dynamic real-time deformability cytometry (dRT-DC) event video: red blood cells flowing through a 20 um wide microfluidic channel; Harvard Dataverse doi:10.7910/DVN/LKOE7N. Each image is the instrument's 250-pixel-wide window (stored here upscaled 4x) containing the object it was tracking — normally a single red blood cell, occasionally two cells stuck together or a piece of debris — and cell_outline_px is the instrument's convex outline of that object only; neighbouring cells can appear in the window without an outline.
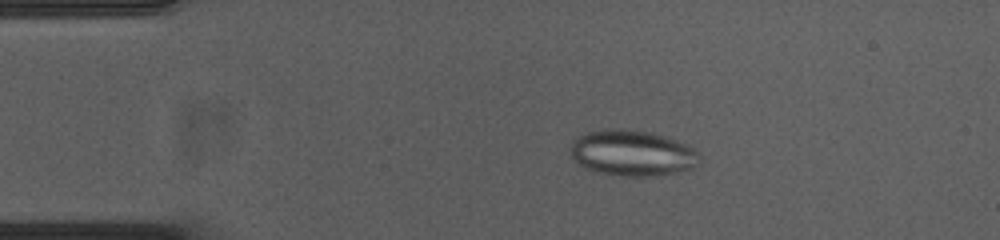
{"species": "common noctule bat (a hibernating species)", "species_latin": "Nyctalus noctula", "temperature_condition": "cold", "stored_images_in_passage": 45, "camera_frame_rate_fps": 3000, "um_per_image_px": 0.085, "animal": {"sex": "female", "body_mass_g": 23.0, "forearm_length_mm": 53.4}, "frame": {"image": 1, "passage_image": 1, "time_ms": 0.0, "image_size_px": [1000, 240], "cell_outline_px": [[696, 152], [692, 168], [652, 176], [620, 176], [600, 172], [588, 168], [580, 164], [572, 156], [572, 144], [576, 136], [584, 132], [648, 132], [664, 136], [688, 144]], "centroid_in_image_um": [53.71, 13.04], "position_along_channel_um": 31.3, "area_um2": 32.6}}
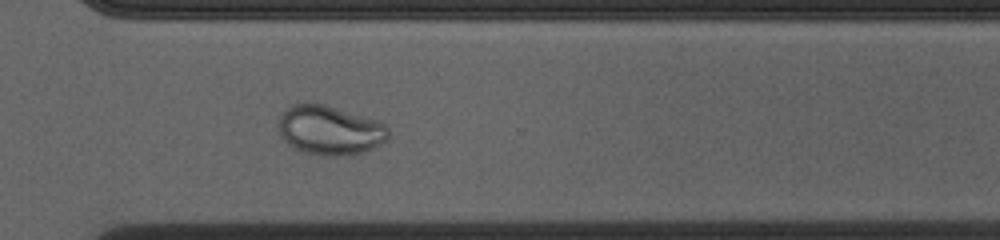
{"frame": {"image": 2, "passage_image": 30, "time_ms": 9.667, "image_size_px": [1000, 240], "cell_outline_px": [[388, 140], [372, 148], [360, 152], [336, 156], [332, 156], [304, 152], [288, 144], [280, 136], [276, 124], [280, 116], [292, 104], [304, 100], [324, 104], [384, 124], [388, 128]], "centroid_in_image_um": [27.95, 11.04], "position_along_channel_um": 342.7, "area_um2": 31.33}}
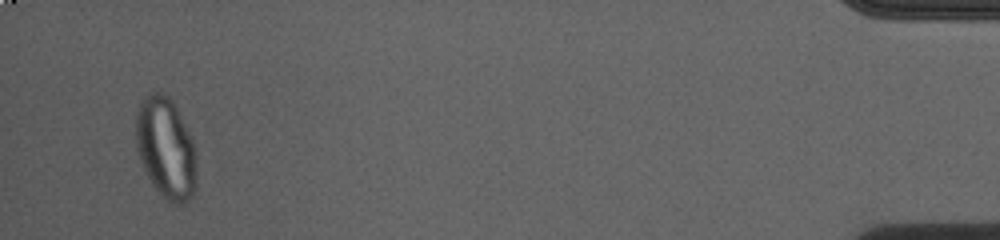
{"frame": {"image": 3, "passage_image": 43, "time_ms": 14.0, "image_size_px": [1000, 240], "cell_outline_px": [[196, 176], [192, 196], [184, 204], [176, 204], [168, 200], [156, 188], [148, 176], [140, 160], [136, 148], [136, 112], [140, 100], [144, 96], [152, 92], [160, 92], [168, 96], [172, 100], [192, 140], [196, 164]], "centroid_in_image_um": [14.07, 12.55], "position_along_channel_um": 421.1, "area_um2": 35.26}}